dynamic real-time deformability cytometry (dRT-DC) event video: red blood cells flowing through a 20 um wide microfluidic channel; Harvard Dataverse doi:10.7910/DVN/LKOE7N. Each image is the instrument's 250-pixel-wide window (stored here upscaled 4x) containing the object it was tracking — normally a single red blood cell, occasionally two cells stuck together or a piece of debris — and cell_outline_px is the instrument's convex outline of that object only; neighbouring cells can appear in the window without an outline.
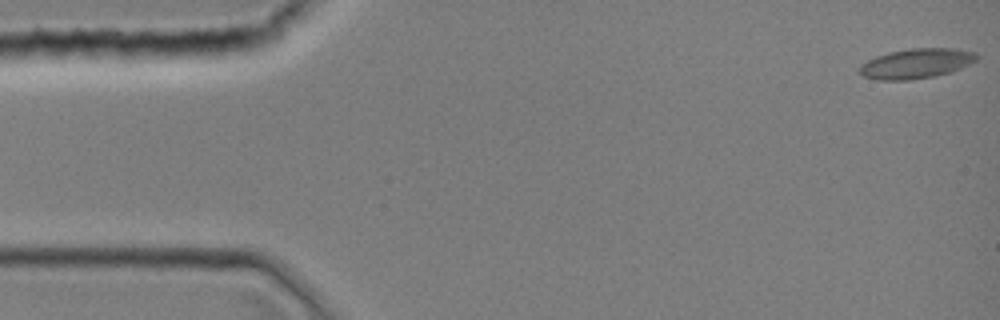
{"species": "common noctule bat (a hibernating species)", "species_latin": "Nyctalus noctula", "temperature_condition": "room temperature", "stored_images_in_passage": 44, "camera_frame_rate_fps": 3000, "um_per_image_px": 0.085, "animal": {"sex": "female", "body_mass_g": 19.0, "forearm_length_mm": 51.5}, "frame": {"image": 1, "passage_image": 1, "time_ms": 0.0, "image_size_px": [1000, 320], "cell_outline_px": [[980, 56], [976, 60], [952, 72], [932, 76], [908, 80], [880, 80], [864, 76], [860, 72], [860, 64], [876, 56], [888, 52], [908, 48], [956, 48], [976, 52]], "centroid_in_image_um": [77.9, 5.38], "position_along_channel_um": 7.1, "area_um2": 20.4}}
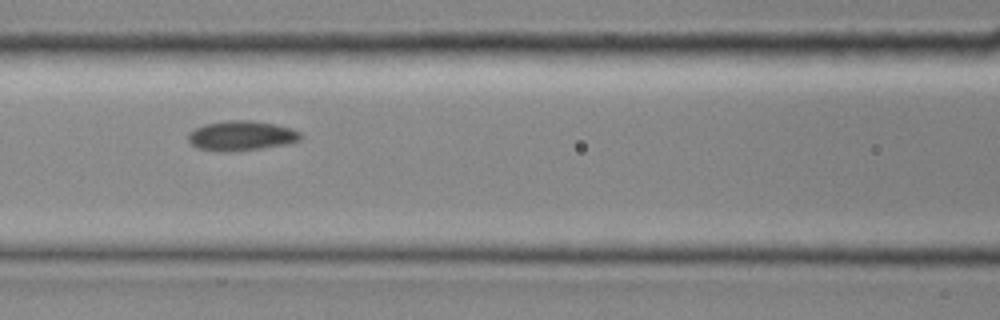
{"frame": {"image": 2, "passage_image": 19, "time_ms": 6.0, "image_size_px": [1000, 320], "cell_outline_px": [[304, 136], [300, 140], [288, 144], [264, 148], [236, 152], [216, 152], [196, 148], [188, 140], [188, 132], [204, 124], [228, 120], [248, 120], [276, 124], [292, 128], [300, 132]], "centroid_in_image_um": [20.52, 11.55], "position_along_channel_um": 146.1, "area_um2": 20.0}}
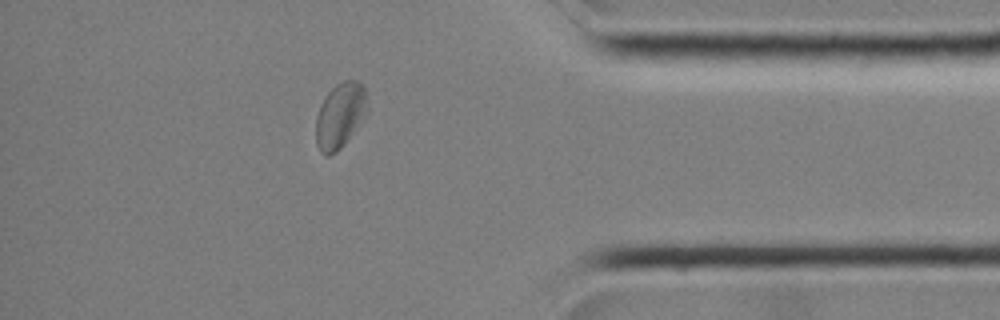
{"frame": {"image": 3, "passage_image": 38, "time_ms": 12.333, "image_size_px": [1000, 320], "cell_outline_px": [[364, 104], [352, 132], [344, 144], [336, 152], [328, 156], [324, 156], [320, 152], [316, 144], [316, 116], [320, 104], [328, 92], [336, 84], [344, 80], [356, 80], [364, 84]], "centroid_in_image_um": [28.78, 9.82], "position_along_channel_um": 406.4, "area_um2": 18.55}}